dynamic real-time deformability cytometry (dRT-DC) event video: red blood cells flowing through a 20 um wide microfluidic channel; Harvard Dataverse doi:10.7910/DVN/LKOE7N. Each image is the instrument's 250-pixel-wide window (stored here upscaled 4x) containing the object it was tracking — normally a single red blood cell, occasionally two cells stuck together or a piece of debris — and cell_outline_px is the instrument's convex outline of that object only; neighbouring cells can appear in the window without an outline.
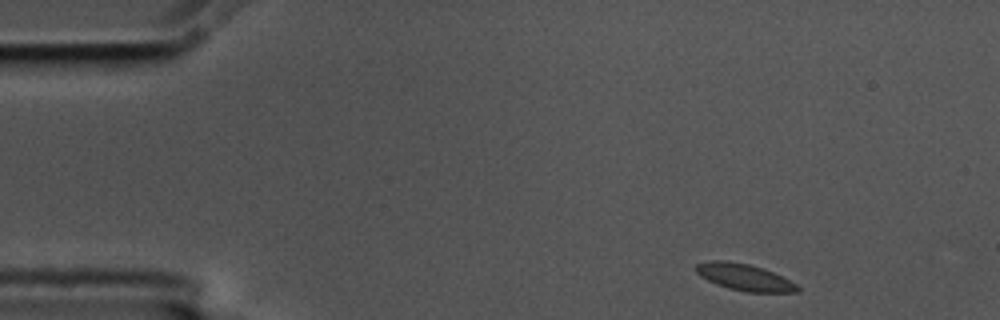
{"species": "common noctule bat (a hibernating species)", "species_latin": "Nyctalus noctula", "temperature_condition": "cold", "stored_images_in_passage": 51, "camera_frame_rate_fps": 3000, "um_per_image_px": 0.085, "animal": {"sex": "male", "body_mass_g": 17.5, "forearm_length_mm": 52.3}, "frame": {"image": 1, "passage_image": 1, "time_ms": 0.0, "image_size_px": [1000, 320], "cell_outline_px": [[800, 292], [744, 292], [728, 288], [716, 284], [700, 276], [696, 272], [696, 264], [712, 260], [728, 260], [748, 264], [764, 268], [796, 284], [800, 288]], "centroid_in_image_um": [63.26, 23.56], "position_along_channel_um": 21.7, "area_um2": 15.72}}
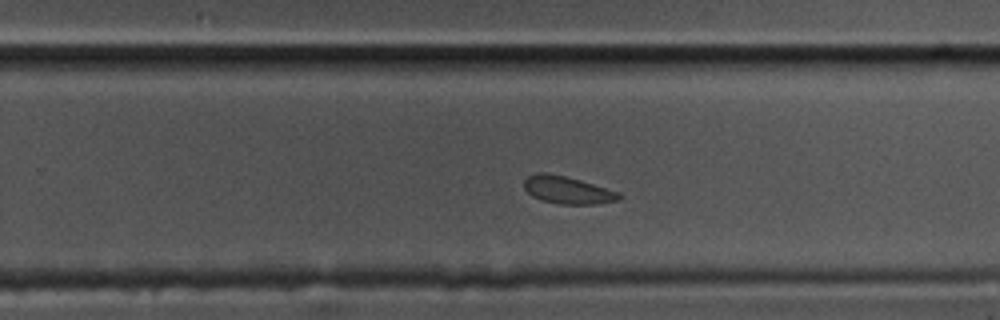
{"frame": {"image": 2, "passage_image": 30, "time_ms": 9.667, "image_size_px": [1000, 320], "cell_outline_px": [[624, 196], [620, 200], [596, 204], [556, 204], [540, 200], [532, 196], [524, 188], [524, 180], [528, 176], [536, 172], [548, 172], [580, 180], [620, 192]], "centroid_in_image_um": [48.24, 16.16], "position_along_channel_um": 281.6, "area_um2": 15.43}}
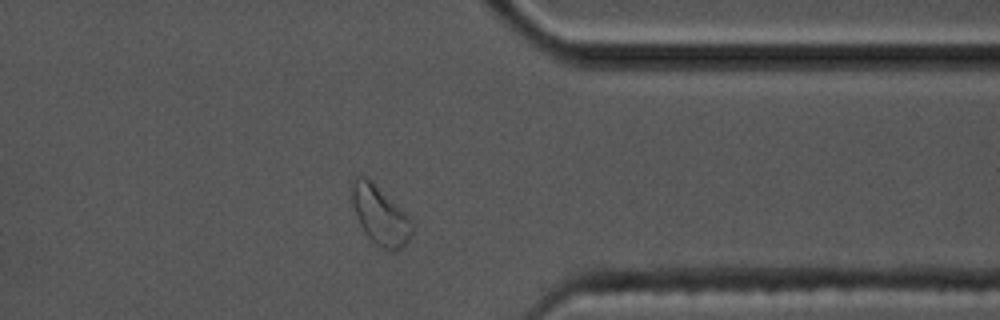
{"frame": {"image": 3, "passage_image": 39, "time_ms": 12.667, "image_size_px": [1000, 320], "cell_outline_px": [[416, 228], [412, 236], [396, 252], [388, 252], [376, 244], [364, 232], [356, 216], [352, 204], [352, 180], [356, 176], [368, 176], [416, 224]], "centroid_in_image_um": [32.34, 18.32], "position_along_channel_um": 379.1, "area_um2": 20.87}, "authors_computed_cell_mechanics": {"area_um2": 15.895, "velocity_mm_per_s": 3.5072, "shape_relaxation_time_tau1_ms": 3.5477, "shape_relaxation_time_tau2_ms": null, "deformation_change_tau1": 0.0746, "deformation_change_tau2": null}}